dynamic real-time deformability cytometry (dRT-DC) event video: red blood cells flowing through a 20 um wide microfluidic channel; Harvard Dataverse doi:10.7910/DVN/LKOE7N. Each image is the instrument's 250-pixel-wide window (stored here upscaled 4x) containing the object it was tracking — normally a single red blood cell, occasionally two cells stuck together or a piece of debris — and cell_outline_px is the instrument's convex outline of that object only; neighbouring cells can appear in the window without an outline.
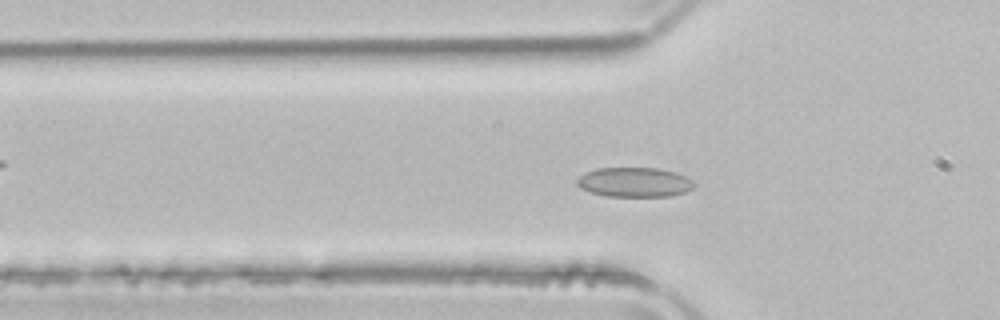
{"species": "common noctule bat (a hibernating species)", "species_latin": "Nyctalus noctula", "temperature_condition": "room temperature", "stored_images_in_passage": 51, "camera_frame_rate_fps": 3000, "um_per_image_px": 0.085, "animal": {"sex": "male", "body_mass_g": 21.5, "forearm_length_mm": 52.0}, "frame": {"image": 1, "passage_image": 16, "time_ms": 5.0, "image_size_px": [1000, 320], "cell_outline_px": [[696, 184], [692, 188], [684, 192], [672, 196], [604, 196], [588, 192], [580, 188], [576, 184], [576, 180], [584, 172], [596, 168], [656, 168], [676, 172], [692, 180]], "centroid_in_image_um": [53.88, 15.49], "position_along_channel_um": 71.9, "area_um2": 20.35}}
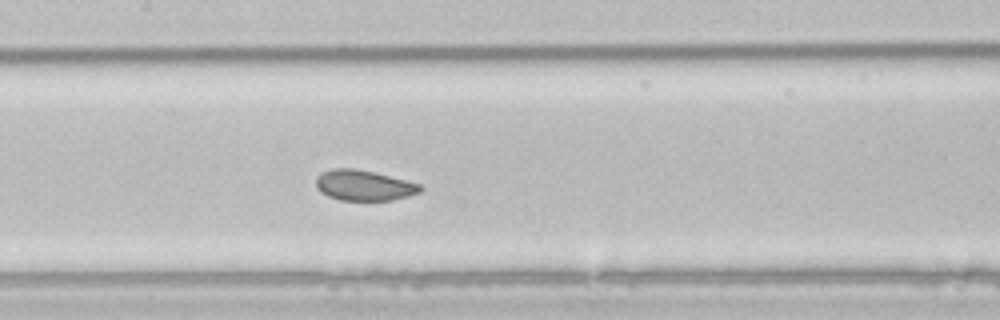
{"frame": {"image": 2, "passage_image": 24, "time_ms": 7.667, "image_size_px": [1000, 320], "cell_outline_px": [[424, 188], [420, 192], [408, 196], [392, 200], [340, 200], [328, 196], [320, 192], [316, 188], [316, 176], [332, 168], [352, 168], [372, 172], [420, 184]], "centroid_in_image_um": [30.9, 15.76], "position_along_channel_um": 176.5, "area_um2": 18.38}}
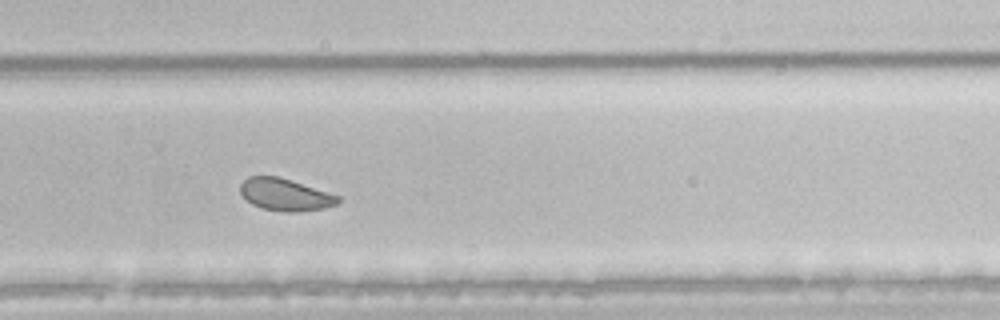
{"frame": {"image": 3, "passage_image": 34, "time_ms": 11.0, "image_size_px": [1000, 320], "cell_outline_px": [[340, 200], [336, 204], [324, 208], [296, 212], [284, 212], [264, 208], [252, 204], [240, 192], [240, 184], [248, 176], [276, 176], [340, 196]], "centroid_in_image_um": [24.22, 16.55], "position_along_channel_um": 305.6, "area_um2": 17.92}, "authors_computed_cell_mechanics": {"area_um2": 20.9814, "velocity_mm_per_s": 3.8903, "shape_relaxation_time_tau1_ms": 4.4403, "shape_relaxation_time_tau2_ms": 1.2707, "deformation_change_tau1": 0.0778, "deformation_change_tau2": 0.0467}}